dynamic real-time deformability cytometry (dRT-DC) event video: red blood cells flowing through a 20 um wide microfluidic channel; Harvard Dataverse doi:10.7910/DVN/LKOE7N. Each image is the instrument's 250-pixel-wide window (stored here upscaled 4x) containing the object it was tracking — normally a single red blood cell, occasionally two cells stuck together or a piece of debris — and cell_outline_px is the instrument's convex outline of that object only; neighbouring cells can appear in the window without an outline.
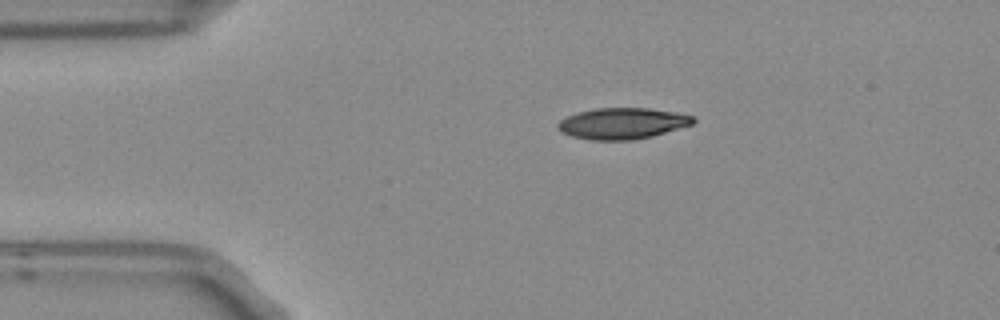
{"species": "Egyptian fruit bat (a non-hibernating species)", "species_latin": "Rousettus aegyptiacus", "temperature_condition": "room temperature", "stored_images_in_passage": 2, "camera_frame_rate_fps": 3000, "um_per_image_px": 0.085, "frame": {"image": 1, "passage_image": 1, "time_ms": 0.0, "image_size_px": [1000, 320], "cell_outline_px": [[696, 120], [692, 124], [652, 136], [632, 140], [592, 140], [572, 136], [556, 128], [556, 124], [560, 120], [568, 116], [580, 112], [596, 108], [648, 108], [676, 112], [692, 116]], "centroid_in_image_um": [52.9, 10.49], "position_along_channel_um": 32.1, "area_um2": 24.33}}